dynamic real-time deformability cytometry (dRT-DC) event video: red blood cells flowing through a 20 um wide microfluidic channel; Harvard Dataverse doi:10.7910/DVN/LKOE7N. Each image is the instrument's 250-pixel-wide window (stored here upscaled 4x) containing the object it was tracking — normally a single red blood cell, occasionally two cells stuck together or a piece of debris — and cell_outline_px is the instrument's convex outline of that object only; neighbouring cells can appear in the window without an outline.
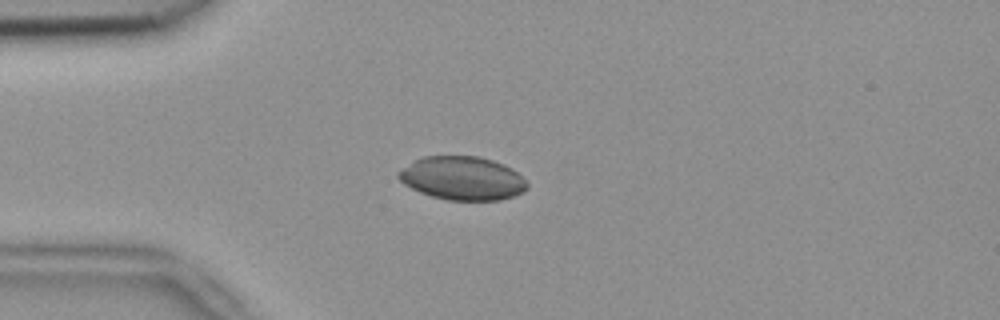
{"species": "common noctule bat (a hibernating species)", "species_latin": "Nyctalus noctula", "temperature_condition": "room temperature", "stored_images_in_passage": 52, "camera_frame_rate_fps": 3000, "um_per_image_px": 0.085, "animal": {"sex": "female", "body_mass_g": 18.4}, "frame": {"image": 1, "passage_image": 13, "time_ms": 4.0, "image_size_px": [1000, 320], "cell_outline_px": [[528, 188], [524, 192], [516, 196], [500, 200], [448, 200], [432, 196], [420, 192], [404, 184], [396, 176], [396, 172], [416, 160], [424, 156], [476, 156], [492, 160], [504, 164], [512, 168], [528, 184]], "centroid_in_image_um": [39.32, 15.16], "position_along_channel_um": 45.7, "area_um2": 32.6}}
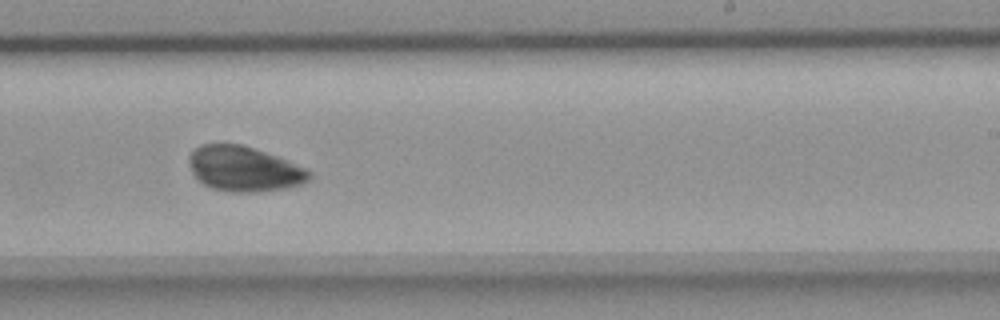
{"frame": {"image": 2, "passage_image": 32, "time_ms": 10.333, "image_size_px": [1000, 320], "cell_outline_px": [[312, 176], [304, 184], [288, 188], [256, 192], [228, 192], [212, 188], [196, 180], [192, 172], [188, 160], [188, 156], [200, 144], [244, 144], [288, 160], [312, 172]], "centroid_in_image_um": [20.75, 14.36], "position_along_channel_um": 268.2, "area_um2": 31.91}}
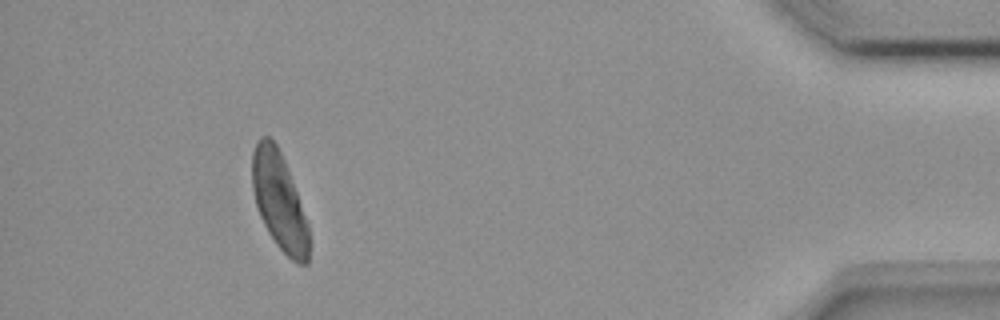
{"frame": {"image": 3, "passage_image": 48, "time_ms": 15.667, "image_size_px": [1000, 320], "cell_outline_px": [[308, 264], [296, 264], [276, 244], [268, 232], [260, 216], [256, 204], [252, 188], [252, 152], [256, 140], [260, 136], [268, 136], [276, 144], [284, 160], [308, 224]], "centroid_in_image_um": [23.7, 17.08], "position_along_channel_um": 411.5, "area_um2": 31.79}}